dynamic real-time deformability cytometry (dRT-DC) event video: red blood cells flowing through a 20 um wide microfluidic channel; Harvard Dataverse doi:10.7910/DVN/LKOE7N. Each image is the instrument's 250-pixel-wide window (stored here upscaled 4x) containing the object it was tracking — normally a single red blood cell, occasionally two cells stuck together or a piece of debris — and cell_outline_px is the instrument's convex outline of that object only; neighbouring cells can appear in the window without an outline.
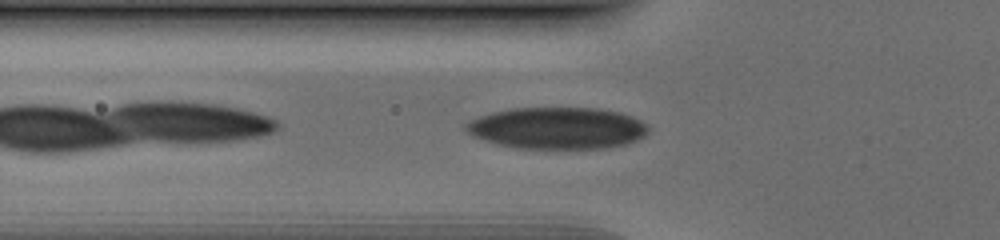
{"species": "human", "species_latin": "Homo sapiens", "temperature_condition": "cold", "stored_images_in_passage": 36, "camera_frame_rate_fps": 3000, "um_per_image_px": 0.085, "donor": {"sex": "male"}, "frame": {"image": 1, "passage_image": 3, "time_ms": 0.667, "image_size_px": [1000, 240], "cell_outline_px": [[648, 132], [644, 136], [628, 144], [604, 148], [520, 148], [496, 144], [472, 136], [464, 132], [464, 124], [468, 120], [492, 112], [512, 108], [596, 108], [620, 112], [632, 116], [648, 124]], "centroid_in_image_um": [47.35, 10.88], "position_along_channel_um": 78.5, "area_um2": 44.62}}
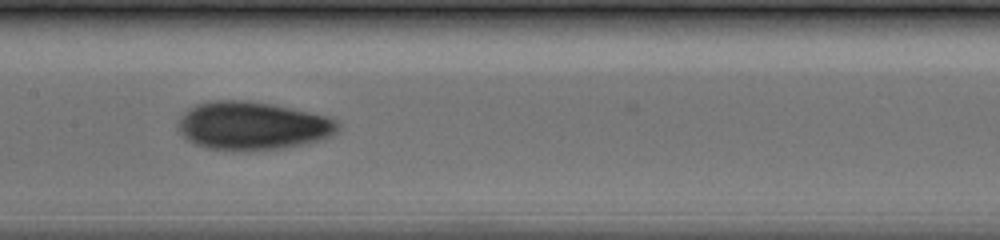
{"frame": {"image": 2, "passage_image": 11, "time_ms": 3.333, "image_size_px": [1000, 240], "cell_outline_px": [[340, 128], [332, 136], [284, 148], [248, 152], [208, 148], [196, 144], [188, 140], [176, 128], [176, 124], [180, 116], [188, 108], [196, 104], [216, 100], [248, 100], [272, 104], [328, 116], [336, 120], [340, 124]], "centroid_in_image_um": [21.43, 10.69], "position_along_channel_um": 186.0, "area_um2": 45.26}}
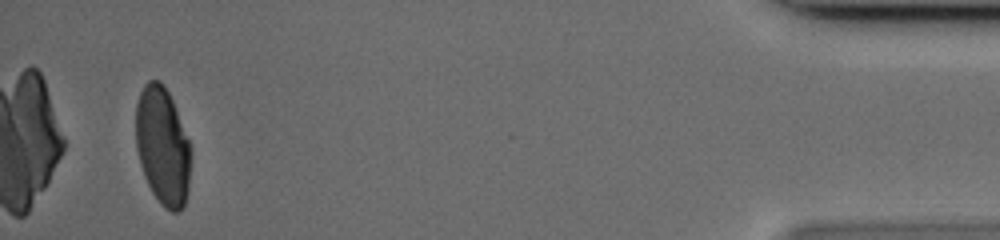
{"frame": {"image": 3, "passage_image": 34, "time_ms": 11.0, "image_size_px": [1000, 240], "cell_outline_px": [[192, 156], [188, 192], [184, 208], [180, 212], [172, 212], [164, 208], [160, 204], [152, 192], [144, 176], [140, 164], [136, 148], [136, 104], [140, 92], [144, 84], [148, 80], [160, 80], [164, 84], [172, 100], [192, 148]], "centroid_in_image_um": [13.84, 12.45], "position_along_channel_um": 421.4, "area_um2": 38.44}}